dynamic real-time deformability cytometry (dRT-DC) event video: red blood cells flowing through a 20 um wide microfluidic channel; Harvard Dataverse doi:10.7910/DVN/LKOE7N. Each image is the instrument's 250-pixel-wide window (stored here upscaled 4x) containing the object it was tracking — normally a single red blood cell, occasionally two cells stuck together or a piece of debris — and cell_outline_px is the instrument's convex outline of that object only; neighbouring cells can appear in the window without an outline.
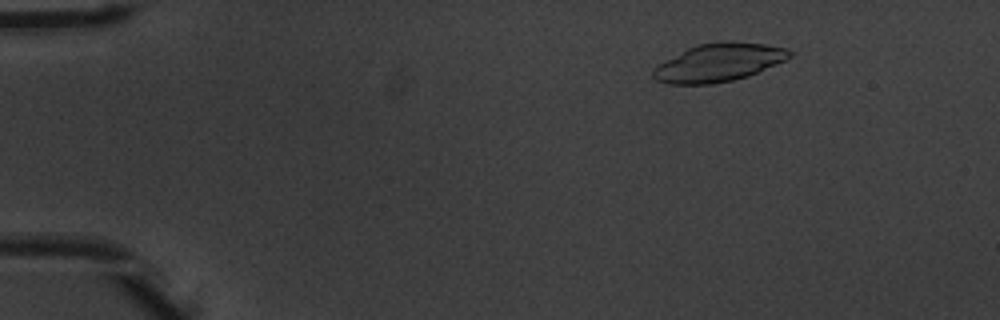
{"species": "common noctule bat (a hibernating species)", "species_latin": "Nyctalus noctula", "temperature_condition": "warm", "stored_images_in_passage": 45, "camera_frame_rate_fps": 3000, "um_per_image_px": 0.085, "animal": {"sex": "male", "body_mass_g": 20.1, "forearm_length_mm": 53.5}, "frame": {"image": 1, "passage_image": 1, "time_ms": 0.0, "image_size_px": [1000, 320], "cell_outline_px": [[792, 56], [784, 60], [748, 76], [732, 80], [712, 84], [668, 84], [656, 80], [652, 76], [652, 68], [688, 48], [696, 44], [720, 40], [728, 40], [764, 44], [788, 48], [792, 52]], "centroid_in_image_um": [61.08, 5.3], "position_along_channel_um": 23.9, "area_um2": 30.29}}